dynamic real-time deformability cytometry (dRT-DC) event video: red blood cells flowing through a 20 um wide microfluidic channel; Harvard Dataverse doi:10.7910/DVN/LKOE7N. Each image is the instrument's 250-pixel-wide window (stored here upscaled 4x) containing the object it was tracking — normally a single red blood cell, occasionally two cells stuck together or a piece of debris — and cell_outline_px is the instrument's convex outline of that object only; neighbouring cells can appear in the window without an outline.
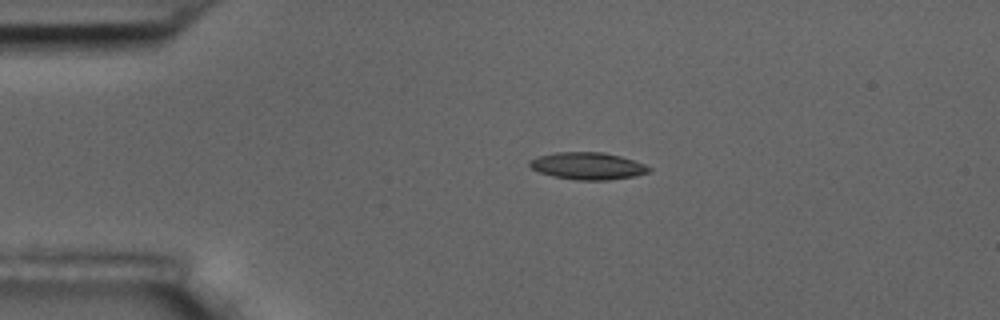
{"species": "common noctule bat (a hibernating species)", "species_latin": "Nyctalus noctula", "temperature_condition": "room temperature", "stored_images_in_passage": 7, "camera_frame_rate_fps": 3000, "um_per_image_px": 0.085, "animal": {"sex": "male", "body_mass_g": 17.5, "forearm_length_mm": 52.3}, "frame": {"image": 1, "passage_image": 3, "time_ms": 3.333, "image_size_px": [1000, 320], "cell_outline_px": [[652, 168], [648, 172], [632, 176], [608, 180], [576, 180], [552, 176], [540, 172], [532, 168], [528, 164], [528, 160], [536, 156], [556, 152], [604, 152], [620, 156], [644, 164]], "centroid_in_image_um": [49.9, 14.1], "position_along_channel_um": 35.1, "area_um2": 18.84}}
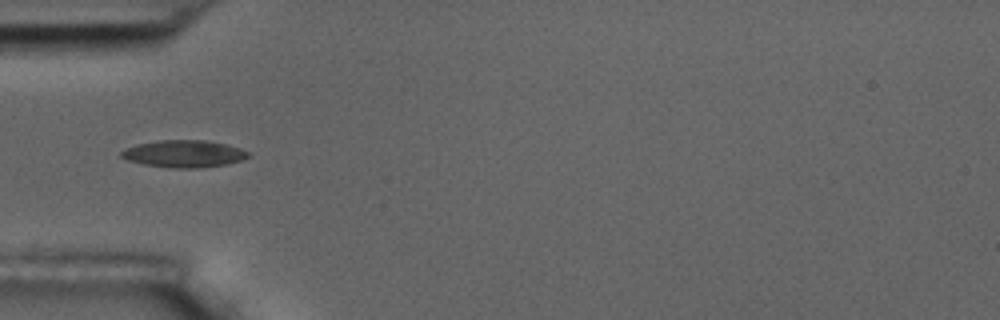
{"frame": {"image": 2, "passage_image": 5, "time_ms": 5.333, "image_size_px": [1000, 320], "cell_outline_px": [[252, 156], [228, 164], [196, 168], [172, 168], [144, 164], [128, 160], [120, 156], [120, 152], [136, 144], [160, 140], [204, 140], [224, 144], [240, 148], [248, 152]], "centroid_in_image_um": [15.64, 13.07], "position_along_channel_um": 69.4, "area_um2": 19.94}}